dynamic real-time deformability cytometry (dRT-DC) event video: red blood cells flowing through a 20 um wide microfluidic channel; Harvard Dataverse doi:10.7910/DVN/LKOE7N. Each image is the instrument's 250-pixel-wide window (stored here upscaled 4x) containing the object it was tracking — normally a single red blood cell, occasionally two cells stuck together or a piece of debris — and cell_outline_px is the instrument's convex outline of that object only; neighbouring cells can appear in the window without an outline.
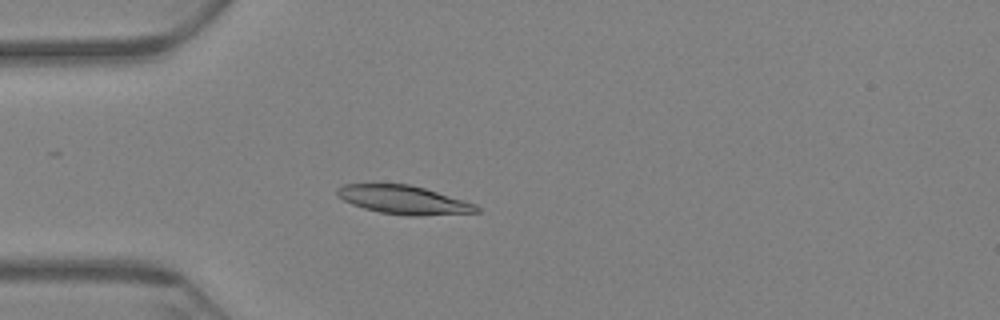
{"species": "Egyptian fruit bat (a non-hibernating species)", "species_latin": "Rousettus aegyptiacus", "temperature_condition": "warm", "stored_images_in_passage": 32, "camera_frame_rate_fps": 3000, "um_per_image_px": 0.085, "animal": {"sex": "female"}, "frame": {"image": 1, "passage_image": 19, "time_ms": 6.0, "image_size_px": [1000, 320], "cell_outline_px": [[480, 212], [420, 216], [408, 216], [380, 212], [364, 208], [352, 204], [336, 196], [336, 188], [344, 184], [408, 184], [424, 188], [464, 200], [476, 204], [480, 208]], "centroid_in_image_um": [34.31, 16.99], "position_along_channel_um": 50.7, "area_um2": 23.18}}
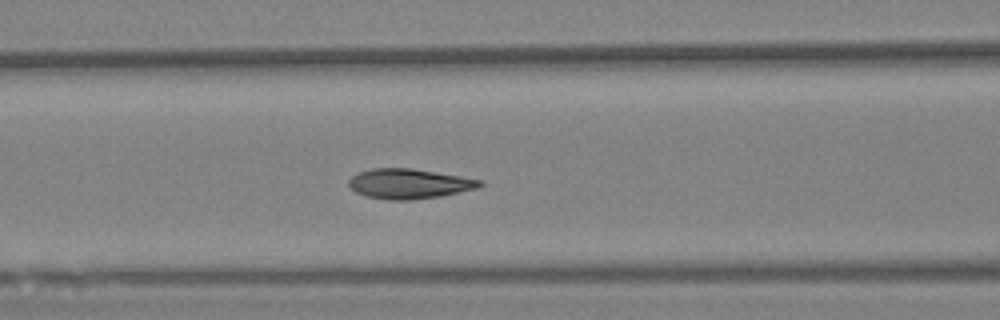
{"frame": {"image": 2, "passage_image": 28, "time_ms": 9.0, "image_size_px": [1000, 320], "cell_outline_px": [[484, 184], [476, 188], [440, 196], [408, 200], [388, 200], [364, 196], [356, 192], [348, 184], [348, 180], [352, 176], [360, 172], [372, 168], [412, 168], [484, 180]], "centroid_in_image_um": [34.76, 15.61], "position_along_channel_um": 131.8, "area_um2": 22.77}}
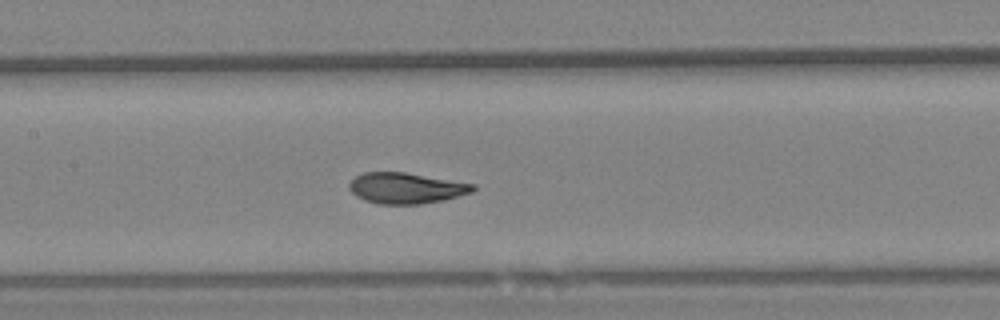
{"frame": {"image": 3, "passage_image": 32, "time_ms": 10.333, "image_size_px": [1000, 320], "cell_outline_px": [[476, 188], [472, 192], [444, 200], [420, 204], [380, 204], [364, 200], [356, 196], [348, 188], [348, 184], [356, 176], [364, 172], [404, 172], [476, 184]], "centroid_in_image_um": [34.51, 15.99], "position_along_channel_um": 172.9, "area_um2": 22.25}}